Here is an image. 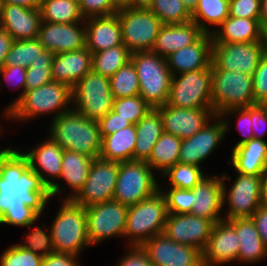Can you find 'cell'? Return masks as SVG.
I'll use <instances>...</instances> for the list:
<instances>
[{
  "mask_svg": "<svg viewBox=\"0 0 267 266\" xmlns=\"http://www.w3.org/2000/svg\"><path fill=\"white\" fill-rule=\"evenodd\" d=\"M50 190L18 150H0V224L31 226L40 218Z\"/></svg>",
  "mask_w": 267,
  "mask_h": 266,
  "instance_id": "6da1fadb",
  "label": "cell"
},
{
  "mask_svg": "<svg viewBox=\"0 0 267 266\" xmlns=\"http://www.w3.org/2000/svg\"><path fill=\"white\" fill-rule=\"evenodd\" d=\"M71 109L53 118L51 139L64 150L99 158L102 141L99 122Z\"/></svg>",
  "mask_w": 267,
  "mask_h": 266,
  "instance_id": "7a4b0ae2",
  "label": "cell"
},
{
  "mask_svg": "<svg viewBox=\"0 0 267 266\" xmlns=\"http://www.w3.org/2000/svg\"><path fill=\"white\" fill-rule=\"evenodd\" d=\"M130 60L139 78V95L152 109L162 107L168 101L172 78L166 58L142 51L132 53Z\"/></svg>",
  "mask_w": 267,
  "mask_h": 266,
  "instance_id": "3957f363",
  "label": "cell"
},
{
  "mask_svg": "<svg viewBox=\"0 0 267 266\" xmlns=\"http://www.w3.org/2000/svg\"><path fill=\"white\" fill-rule=\"evenodd\" d=\"M162 192L128 207L124 236L130 237L129 246H142L153 236L163 234L168 211Z\"/></svg>",
  "mask_w": 267,
  "mask_h": 266,
  "instance_id": "277c9868",
  "label": "cell"
},
{
  "mask_svg": "<svg viewBox=\"0 0 267 266\" xmlns=\"http://www.w3.org/2000/svg\"><path fill=\"white\" fill-rule=\"evenodd\" d=\"M54 252L79 254L90 246L87 234L86 211L72 200H64L50 229Z\"/></svg>",
  "mask_w": 267,
  "mask_h": 266,
  "instance_id": "5b68a950",
  "label": "cell"
},
{
  "mask_svg": "<svg viewBox=\"0 0 267 266\" xmlns=\"http://www.w3.org/2000/svg\"><path fill=\"white\" fill-rule=\"evenodd\" d=\"M71 102L72 88L67 84L52 81L41 87L25 91L23 96L5 115L12 119L25 120L26 118H33V116L35 117L44 113L58 111L56 114L58 116L69 111L67 107L66 109L64 108Z\"/></svg>",
  "mask_w": 267,
  "mask_h": 266,
  "instance_id": "8992f818",
  "label": "cell"
},
{
  "mask_svg": "<svg viewBox=\"0 0 267 266\" xmlns=\"http://www.w3.org/2000/svg\"><path fill=\"white\" fill-rule=\"evenodd\" d=\"M253 76L212 69V107L216 116L232 108L254 105Z\"/></svg>",
  "mask_w": 267,
  "mask_h": 266,
  "instance_id": "52a82bcc",
  "label": "cell"
},
{
  "mask_svg": "<svg viewBox=\"0 0 267 266\" xmlns=\"http://www.w3.org/2000/svg\"><path fill=\"white\" fill-rule=\"evenodd\" d=\"M120 20L122 41L129 52L151 51L158 33L164 25L149 9L120 7L117 12Z\"/></svg>",
  "mask_w": 267,
  "mask_h": 266,
  "instance_id": "ba28073f",
  "label": "cell"
},
{
  "mask_svg": "<svg viewBox=\"0 0 267 266\" xmlns=\"http://www.w3.org/2000/svg\"><path fill=\"white\" fill-rule=\"evenodd\" d=\"M72 100L76 104L75 111L98 122L113 108L109 78L90 71L72 88Z\"/></svg>",
  "mask_w": 267,
  "mask_h": 266,
  "instance_id": "9c48e42d",
  "label": "cell"
},
{
  "mask_svg": "<svg viewBox=\"0 0 267 266\" xmlns=\"http://www.w3.org/2000/svg\"><path fill=\"white\" fill-rule=\"evenodd\" d=\"M177 75L171 78L168 105L178 108H213L211 66Z\"/></svg>",
  "mask_w": 267,
  "mask_h": 266,
  "instance_id": "30bf717a",
  "label": "cell"
},
{
  "mask_svg": "<svg viewBox=\"0 0 267 266\" xmlns=\"http://www.w3.org/2000/svg\"><path fill=\"white\" fill-rule=\"evenodd\" d=\"M152 168L146 161L119 162V171L113 200L132 206L159 191Z\"/></svg>",
  "mask_w": 267,
  "mask_h": 266,
  "instance_id": "8fae6325",
  "label": "cell"
},
{
  "mask_svg": "<svg viewBox=\"0 0 267 266\" xmlns=\"http://www.w3.org/2000/svg\"><path fill=\"white\" fill-rule=\"evenodd\" d=\"M118 171L119 162L95 158L82 189L71 200L84 208L113 200Z\"/></svg>",
  "mask_w": 267,
  "mask_h": 266,
  "instance_id": "7c38bea8",
  "label": "cell"
},
{
  "mask_svg": "<svg viewBox=\"0 0 267 266\" xmlns=\"http://www.w3.org/2000/svg\"><path fill=\"white\" fill-rule=\"evenodd\" d=\"M226 177L227 175L221 177L223 181V205L228 201L230 210L223 220L251 218L263 202V175H242L238 173L229 194L224 183Z\"/></svg>",
  "mask_w": 267,
  "mask_h": 266,
  "instance_id": "4fadbf2b",
  "label": "cell"
},
{
  "mask_svg": "<svg viewBox=\"0 0 267 266\" xmlns=\"http://www.w3.org/2000/svg\"><path fill=\"white\" fill-rule=\"evenodd\" d=\"M264 54L261 41L212 43L211 67L253 76Z\"/></svg>",
  "mask_w": 267,
  "mask_h": 266,
  "instance_id": "5bb4252c",
  "label": "cell"
},
{
  "mask_svg": "<svg viewBox=\"0 0 267 266\" xmlns=\"http://www.w3.org/2000/svg\"><path fill=\"white\" fill-rule=\"evenodd\" d=\"M85 211L91 245L113 235L124 236L128 206L116 200H109L86 207Z\"/></svg>",
  "mask_w": 267,
  "mask_h": 266,
  "instance_id": "9a60e30c",
  "label": "cell"
},
{
  "mask_svg": "<svg viewBox=\"0 0 267 266\" xmlns=\"http://www.w3.org/2000/svg\"><path fill=\"white\" fill-rule=\"evenodd\" d=\"M142 248L154 266H204L202 251L174 242L164 234L153 236Z\"/></svg>",
  "mask_w": 267,
  "mask_h": 266,
  "instance_id": "2e32d148",
  "label": "cell"
},
{
  "mask_svg": "<svg viewBox=\"0 0 267 266\" xmlns=\"http://www.w3.org/2000/svg\"><path fill=\"white\" fill-rule=\"evenodd\" d=\"M214 223L193 214L167 215L163 234L174 242L204 251Z\"/></svg>",
  "mask_w": 267,
  "mask_h": 266,
  "instance_id": "e0dca14e",
  "label": "cell"
},
{
  "mask_svg": "<svg viewBox=\"0 0 267 266\" xmlns=\"http://www.w3.org/2000/svg\"><path fill=\"white\" fill-rule=\"evenodd\" d=\"M157 109L161 114L164 132L180 139L192 137L210 118H219L213 108H178L166 103Z\"/></svg>",
  "mask_w": 267,
  "mask_h": 266,
  "instance_id": "ac0fdd59",
  "label": "cell"
},
{
  "mask_svg": "<svg viewBox=\"0 0 267 266\" xmlns=\"http://www.w3.org/2000/svg\"><path fill=\"white\" fill-rule=\"evenodd\" d=\"M227 119L206 124L192 137L182 139L179 152V163L200 167V162L205 160L224 138L229 127Z\"/></svg>",
  "mask_w": 267,
  "mask_h": 266,
  "instance_id": "d6986e66",
  "label": "cell"
},
{
  "mask_svg": "<svg viewBox=\"0 0 267 266\" xmlns=\"http://www.w3.org/2000/svg\"><path fill=\"white\" fill-rule=\"evenodd\" d=\"M80 22H41L38 40L46 50L59 54L86 47V28H79Z\"/></svg>",
  "mask_w": 267,
  "mask_h": 266,
  "instance_id": "ffe728a7",
  "label": "cell"
},
{
  "mask_svg": "<svg viewBox=\"0 0 267 266\" xmlns=\"http://www.w3.org/2000/svg\"><path fill=\"white\" fill-rule=\"evenodd\" d=\"M240 240L235 228L221 220L212 227L210 238L203 253V265L213 266L238 260Z\"/></svg>",
  "mask_w": 267,
  "mask_h": 266,
  "instance_id": "44dd1931",
  "label": "cell"
},
{
  "mask_svg": "<svg viewBox=\"0 0 267 266\" xmlns=\"http://www.w3.org/2000/svg\"><path fill=\"white\" fill-rule=\"evenodd\" d=\"M63 151L64 149L50 138L32 151L23 153L29 161V167L40 175L43 183L49 188L51 197L58 194L61 187L56 182L54 183L51 179L45 177V175L60 178Z\"/></svg>",
  "mask_w": 267,
  "mask_h": 266,
  "instance_id": "7402d4cb",
  "label": "cell"
},
{
  "mask_svg": "<svg viewBox=\"0 0 267 266\" xmlns=\"http://www.w3.org/2000/svg\"><path fill=\"white\" fill-rule=\"evenodd\" d=\"M40 8H26L20 5H2L0 27L6 30L13 40H29L38 37L41 25Z\"/></svg>",
  "mask_w": 267,
  "mask_h": 266,
  "instance_id": "603a6c76",
  "label": "cell"
},
{
  "mask_svg": "<svg viewBox=\"0 0 267 266\" xmlns=\"http://www.w3.org/2000/svg\"><path fill=\"white\" fill-rule=\"evenodd\" d=\"M212 35L204 33L192 45L172 52L166 57L171 75L206 69L211 66Z\"/></svg>",
  "mask_w": 267,
  "mask_h": 266,
  "instance_id": "cb8c5ba5",
  "label": "cell"
},
{
  "mask_svg": "<svg viewBox=\"0 0 267 266\" xmlns=\"http://www.w3.org/2000/svg\"><path fill=\"white\" fill-rule=\"evenodd\" d=\"M191 214L210 219L214 224L223 220V181L219 176H205L192 188Z\"/></svg>",
  "mask_w": 267,
  "mask_h": 266,
  "instance_id": "d4e9b609",
  "label": "cell"
},
{
  "mask_svg": "<svg viewBox=\"0 0 267 266\" xmlns=\"http://www.w3.org/2000/svg\"><path fill=\"white\" fill-rule=\"evenodd\" d=\"M93 54L84 47L79 50L55 54L51 71L53 81L74 85L92 71Z\"/></svg>",
  "mask_w": 267,
  "mask_h": 266,
  "instance_id": "484cf974",
  "label": "cell"
},
{
  "mask_svg": "<svg viewBox=\"0 0 267 266\" xmlns=\"http://www.w3.org/2000/svg\"><path fill=\"white\" fill-rule=\"evenodd\" d=\"M86 28V47L93 53L123 44L120 20L117 13L90 17Z\"/></svg>",
  "mask_w": 267,
  "mask_h": 266,
  "instance_id": "4316f807",
  "label": "cell"
},
{
  "mask_svg": "<svg viewBox=\"0 0 267 266\" xmlns=\"http://www.w3.org/2000/svg\"><path fill=\"white\" fill-rule=\"evenodd\" d=\"M203 34L204 32L194 21L182 24H164L151 51L166 58L172 52L192 45Z\"/></svg>",
  "mask_w": 267,
  "mask_h": 266,
  "instance_id": "83f0119b",
  "label": "cell"
},
{
  "mask_svg": "<svg viewBox=\"0 0 267 266\" xmlns=\"http://www.w3.org/2000/svg\"><path fill=\"white\" fill-rule=\"evenodd\" d=\"M231 164L242 175H264L267 172V143L252 138L232 150Z\"/></svg>",
  "mask_w": 267,
  "mask_h": 266,
  "instance_id": "f1b7e54d",
  "label": "cell"
},
{
  "mask_svg": "<svg viewBox=\"0 0 267 266\" xmlns=\"http://www.w3.org/2000/svg\"><path fill=\"white\" fill-rule=\"evenodd\" d=\"M221 29L212 32L213 43H239L261 41L262 26L259 19L228 16L220 25Z\"/></svg>",
  "mask_w": 267,
  "mask_h": 266,
  "instance_id": "f546056e",
  "label": "cell"
},
{
  "mask_svg": "<svg viewBox=\"0 0 267 266\" xmlns=\"http://www.w3.org/2000/svg\"><path fill=\"white\" fill-rule=\"evenodd\" d=\"M136 145L134 160L147 161L153 146L164 133L161 114L158 109H151L135 125Z\"/></svg>",
  "mask_w": 267,
  "mask_h": 266,
  "instance_id": "4dcf8cb0",
  "label": "cell"
},
{
  "mask_svg": "<svg viewBox=\"0 0 267 266\" xmlns=\"http://www.w3.org/2000/svg\"><path fill=\"white\" fill-rule=\"evenodd\" d=\"M228 222L235 228L239 236V261L253 263L267 255V248L252 218H235Z\"/></svg>",
  "mask_w": 267,
  "mask_h": 266,
  "instance_id": "1f68e13d",
  "label": "cell"
},
{
  "mask_svg": "<svg viewBox=\"0 0 267 266\" xmlns=\"http://www.w3.org/2000/svg\"><path fill=\"white\" fill-rule=\"evenodd\" d=\"M101 152L99 158L106 161L126 162L134 160L136 130L132 124L114 134L101 136Z\"/></svg>",
  "mask_w": 267,
  "mask_h": 266,
  "instance_id": "d6a6232c",
  "label": "cell"
},
{
  "mask_svg": "<svg viewBox=\"0 0 267 266\" xmlns=\"http://www.w3.org/2000/svg\"><path fill=\"white\" fill-rule=\"evenodd\" d=\"M93 157L71 150H64L62 157L61 179H64L74 193L65 200H71L82 189L90 169Z\"/></svg>",
  "mask_w": 267,
  "mask_h": 266,
  "instance_id": "836d02e7",
  "label": "cell"
},
{
  "mask_svg": "<svg viewBox=\"0 0 267 266\" xmlns=\"http://www.w3.org/2000/svg\"><path fill=\"white\" fill-rule=\"evenodd\" d=\"M182 139L172 134L163 133L153 146L151 156L146 161L152 169L161 170L164 174L179 162Z\"/></svg>",
  "mask_w": 267,
  "mask_h": 266,
  "instance_id": "e575fe53",
  "label": "cell"
},
{
  "mask_svg": "<svg viewBox=\"0 0 267 266\" xmlns=\"http://www.w3.org/2000/svg\"><path fill=\"white\" fill-rule=\"evenodd\" d=\"M42 22L52 23H84L79 9L78 0H42L41 6Z\"/></svg>",
  "mask_w": 267,
  "mask_h": 266,
  "instance_id": "d590c367",
  "label": "cell"
},
{
  "mask_svg": "<svg viewBox=\"0 0 267 266\" xmlns=\"http://www.w3.org/2000/svg\"><path fill=\"white\" fill-rule=\"evenodd\" d=\"M191 15L192 21H194L204 33L212 34L204 22L206 21L208 24L220 27L223 21L229 16V0H199Z\"/></svg>",
  "mask_w": 267,
  "mask_h": 266,
  "instance_id": "8d00e7d4",
  "label": "cell"
},
{
  "mask_svg": "<svg viewBox=\"0 0 267 266\" xmlns=\"http://www.w3.org/2000/svg\"><path fill=\"white\" fill-rule=\"evenodd\" d=\"M131 53L124 45L93 53L92 70L101 76L110 78L122 66L130 61Z\"/></svg>",
  "mask_w": 267,
  "mask_h": 266,
  "instance_id": "74e56055",
  "label": "cell"
},
{
  "mask_svg": "<svg viewBox=\"0 0 267 266\" xmlns=\"http://www.w3.org/2000/svg\"><path fill=\"white\" fill-rule=\"evenodd\" d=\"M45 50L38 38L14 40L6 55L4 66H20L27 69L32 62L40 58L41 53Z\"/></svg>",
  "mask_w": 267,
  "mask_h": 266,
  "instance_id": "f35d334b",
  "label": "cell"
},
{
  "mask_svg": "<svg viewBox=\"0 0 267 266\" xmlns=\"http://www.w3.org/2000/svg\"><path fill=\"white\" fill-rule=\"evenodd\" d=\"M109 81L114 99L139 95V78L131 60L114 73Z\"/></svg>",
  "mask_w": 267,
  "mask_h": 266,
  "instance_id": "ab89813d",
  "label": "cell"
},
{
  "mask_svg": "<svg viewBox=\"0 0 267 266\" xmlns=\"http://www.w3.org/2000/svg\"><path fill=\"white\" fill-rule=\"evenodd\" d=\"M149 9L163 24H182L192 21V15L182 0H152Z\"/></svg>",
  "mask_w": 267,
  "mask_h": 266,
  "instance_id": "60d3db41",
  "label": "cell"
},
{
  "mask_svg": "<svg viewBox=\"0 0 267 266\" xmlns=\"http://www.w3.org/2000/svg\"><path fill=\"white\" fill-rule=\"evenodd\" d=\"M54 53L45 50L41 53L40 58L32 62L26 70L25 91L32 90L53 81L52 78V61Z\"/></svg>",
  "mask_w": 267,
  "mask_h": 266,
  "instance_id": "b9f144b4",
  "label": "cell"
},
{
  "mask_svg": "<svg viewBox=\"0 0 267 266\" xmlns=\"http://www.w3.org/2000/svg\"><path fill=\"white\" fill-rule=\"evenodd\" d=\"M203 174L198 166L178 162L162 175L169 178L171 187L192 189L205 177Z\"/></svg>",
  "mask_w": 267,
  "mask_h": 266,
  "instance_id": "7bdbcfd3",
  "label": "cell"
},
{
  "mask_svg": "<svg viewBox=\"0 0 267 266\" xmlns=\"http://www.w3.org/2000/svg\"><path fill=\"white\" fill-rule=\"evenodd\" d=\"M152 108L140 96L114 99L112 110L136 125Z\"/></svg>",
  "mask_w": 267,
  "mask_h": 266,
  "instance_id": "ee69618b",
  "label": "cell"
},
{
  "mask_svg": "<svg viewBox=\"0 0 267 266\" xmlns=\"http://www.w3.org/2000/svg\"><path fill=\"white\" fill-rule=\"evenodd\" d=\"M42 259V256L17 244L3 252L0 266H40Z\"/></svg>",
  "mask_w": 267,
  "mask_h": 266,
  "instance_id": "f6af8a7d",
  "label": "cell"
},
{
  "mask_svg": "<svg viewBox=\"0 0 267 266\" xmlns=\"http://www.w3.org/2000/svg\"><path fill=\"white\" fill-rule=\"evenodd\" d=\"M169 214H191L192 189H178L170 187V190L162 193Z\"/></svg>",
  "mask_w": 267,
  "mask_h": 266,
  "instance_id": "bcb514c9",
  "label": "cell"
},
{
  "mask_svg": "<svg viewBox=\"0 0 267 266\" xmlns=\"http://www.w3.org/2000/svg\"><path fill=\"white\" fill-rule=\"evenodd\" d=\"M25 241L24 244L19 245L42 257H46L54 252L51 233L49 235L46 234L40 227L35 226V229L27 235Z\"/></svg>",
  "mask_w": 267,
  "mask_h": 266,
  "instance_id": "7dc6e473",
  "label": "cell"
},
{
  "mask_svg": "<svg viewBox=\"0 0 267 266\" xmlns=\"http://www.w3.org/2000/svg\"><path fill=\"white\" fill-rule=\"evenodd\" d=\"M78 3L84 19L113 15L119 9L112 0H78Z\"/></svg>",
  "mask_w": 267,
  "mask_h": 266,
  "instance_id": "c3c4849f",
  "label": "cell"
},
{
  "mask_svg": "<svg viewBox=\"0 0 267 266\" xmlns=\"http://www.w3.org/2000/svg\"><path fill=\"white\" fill-rule=\"evenodd\" d=\"M253 90L255 103H267V54H264L253 73Z\"/></svg>",
  "mask_w": 267,
  "mask_h": 266,
  "instance_id": "681fc988",
  "label": "cell"
},
{
  "mask_svg": "<svg viewBox=\"0 0 267 266\" xmlns=\"http://www.w3.org/2000/svg\"><path fill=\"white\" fill-rule=\"evenodd\" d=\"M261 0H229V16L259 19Z\"/></svg>",
  "mask_w": 267,
  "mask_h": 266,
  "instance_id": "f907efd6",
  "label": "cell"
},
{
  "mask_svg": "<svg viewBox=\"0 0 267 266\" xmlns=\"http://www.w3.org/2000/svg\"><path fill=\"white\" fill-rule=\"evenodd\" d=\"M238 113L239 119H238V126H241V128H244L242 130V135L245 137L242 138L235 146L243 145L246 142H249L253 138V131H252V118L250 115V106L248 107H242V108H232L224 111L219 115V118H222L223 116H226V114L230 113ZM245 132V134H243Z\"/></svg>",
  "mask_w": 267,
  "mask_h": 266,
  "instance_id": "816d5d0a",
  "label": "cell"
},
{
  "mask_svg": "<svg viewBox=\"0 0 267 266\" xmlns=\"http://www.w3.org/2000/svg\"><path fill=\"white\" fill-rule=\"evenodd\" d=\"M98 122L101 136L114 134L122 128H126L132 125L129 120L123 119L118 113L114 112L113 110L108 112Z\"/></svg>",
  "mask_w": 267,
  "mask_h": 266,
  "instance_id": "f5cc1de1",
  "label": "cell"
},
{
  "mask_svg": "<svg viewBox=\"0 0 267 266\" xmlns=\"http://www.w3.org/2000/svg\"><path fill=\"white\" fill-rule=\"evenodd\" d=\"M250 115L252 118L253 138L262 139L261 136L265 135V131L263 129V133V131L258 132V130L267 126V104L256 103L251 105Z\"/></svg>",
  "mask_w": 267,
  "mask_h": 266,
  "instance_id": "db71d44e",
  "label": "cell"
},
{
  "mask_svg": "<svg viewBox=\"0 0 267 266\" xmlns=\"http://www.w3.org/2000/svg\"><path fill=\"white\" fill-rule=\"evenodd\" d=\"M26 70V68L20 66H3L0 69V74H3L6 81L12 80L11 83L18 82L16 83L17 86H20L23 89V92L20 94L19 98L13 101V103H11L9 107H7L6 112L23 96L25 92Z\"/></svg>",
  "mask_w": 267,
  "mask_h": 266,
  "instance_id": "11a10c76",
  "label": "cell"
},
{
  "mask_svg": "<svg viewBox=\"0 0 267 266\" xmlns=\"http://www.w3.org/2000/svg\"><path fill=\"white\" fill-rule=\"evenodd\" d=\"M131 250L121 259L118 266H154L142 246H130Z\"/></svg>",
  "mask_w": 267,
  "mask_h": 266,
  "instance_id": "9f6ffc18",
  "label": "cell"
},
{
  "mask_svg": "<svg viewBox=\"0 0 267 266\" xmlns=\"http://www.w3.org/2000/svg\"><path fill=\"white\" fill-rule=\"evenodd\" d=\"M77 255L53 252L43 257L40 266H78Z\"/></svg>",
  "mask_w": 267,
  "mask_h": 266,
  "instance_id": "6f0895ef",
  "label": "cell"
},
{
  "mask_svg": "<svg viewBox=\"0 0 267 266\" xmlns=\"http://www.w3.org/2000/svg\"><path fill=\"white\" fill-rule=\"evenodd\" d=\"M251 218L267 248V208L261 205Z\"/></svg>",
  "mask_w": 267,
  "mask_h": 266,
  "instance_id": "680465c9",
  "label": "cell"
},
{
  "mask_svg": "<svg viewBox=\"0 0 267 266\" xmlns=\"http://www.w3.org/2000/svg\"><path fill=\"white\" fill-rule=\"evenodd\" d=\"M13 41L12 36L0 27V69L4 66L6 55L8 54Z\"/></svg>",
  "mask_w": 267,
  "mask_h": 266,
  "instance_id": "91938a15",
  "label": "cell"
},
{
  "mask_svg": "<svg viewBox=\"0 0 267 266\" xmlns=\"http://www.w3.org/2000/svg\"><path fill=\"white\" fill-rule=\"evenodd\" d=\"M2 5L14 4L20 5L26 8H40L42 0H0Z\"/></svg>",
  "mask_w": 267,
  "mask_h": 266,
  "instance_id": "94428289",
  "label": "cell"
},
{
  "mask_svg": "<svg viewBox=\"0 0 267 266\" xmlns=\"http://www.w3.org/2000/svg\"><path fill=\"white\" fill-rule=\"evenodd\" d=\"M152 0H128V3L124 7L131 9L149 8Z\"/></svg>",
  "mask_w": 267,
  "mask_h": 266,
  "instance_id": "6125c7cd",
  "label": "cell"
},
{
  "mask_svg": "<svg viewBox=\"0 0 267 266\" xmlns=\"http://www.w3.org/2000/svg\"><path fill=\"white\" fill-rule=\"evenodd\" d=\"M259 21L261 26L267 23V0H261Z\"/></svg>",
  "mask_w": 267,
  "mask_h": 266,
  "instance_id": "be15d7a7",
  "label": "cell"
},
{
  "mask_svg": "<svg viewBox=\"0 0 267 266\" xmlns=\"http://www.w3.org/2000/svg\"><path fill=\"white\" fill-rule=\"evenodd\" d=\"M261 43L264 49V53L267 54V23L262 25Z\"/></svg>",
  "mask_w": 267,
  "mask_h": 266,
  "instance_id": "e7e4bbea",
  "label": "cell"
},
{
  "mask_svg": "<svg viewBox=\"0 0 267 266\" xmlns=\"http://www.w3.org/2000/svg\"><path fill=\"white\" fill-rule=\"evenodd\" d=\"M263 202L262 205L267 208V172L263 175Z\"/></svg>",
  "mask_w": 267,
  "mask_h": 266,
  "instance_id": "03108f58",
  "label": "cell"
},
{
  "mask_svg": "<svg viewBox=\"0 0 267 266\" xmlns=\"http://www.w3.org/2000/svg\"><path fill=\"white\" fill-rule=\"evenodd\" d=\"M182 1L185 7L188 9V11L192 13L195 10L199 0H182Z\"/></svg>",
  "mask_w": 267,
  "mask_h": 266,
  "instance_id": "003e7915",
  "label": "cell"
},
{
  "mask_svg": "<svg viewBox=\"0 0 267 266\" xmlns=\"http://www.w3.org/2000/svg\"><path fill=\"white\" fill-rule=\"evenodd\" d=\"M112 1L118 8L124 7L128 3V0H112Z\"/></svg>",
  "mask_w": 267,
  "mask_h": 266,
  "instance_id": "a7ac6f4b",
  "label": "cell"
},
{
  "mask_svg": "<svg viewBox=\"0 0 267 266\" xmlns=\"http://www.w3.org/2000/svg\"><path fill=\"white\" fill-rule=\"evenodd\" d=\"M1 10H2V4H1V1H0V18H1Z\"/></svg>",
  "mask_w": 267,
  "mask_h": 266,
  "instance_id": "89a4df30",
  "label": "cell"
}]
</instances>
